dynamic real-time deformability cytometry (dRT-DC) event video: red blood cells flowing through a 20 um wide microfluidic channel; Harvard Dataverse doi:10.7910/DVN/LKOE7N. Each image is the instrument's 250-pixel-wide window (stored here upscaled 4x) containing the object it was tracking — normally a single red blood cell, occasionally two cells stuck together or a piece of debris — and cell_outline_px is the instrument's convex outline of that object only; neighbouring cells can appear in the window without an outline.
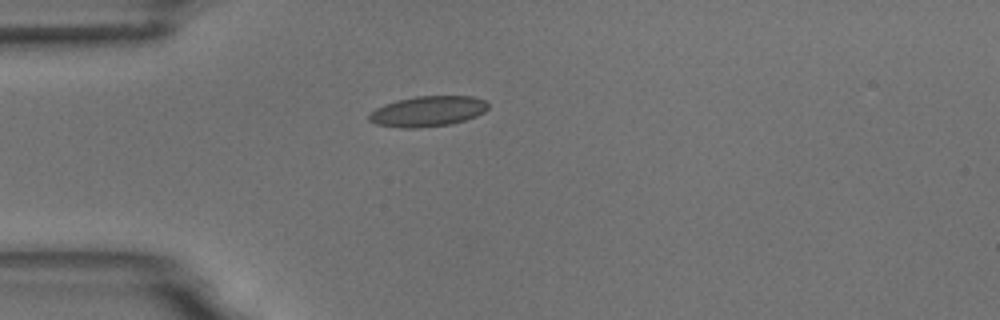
{"species": "common noctule bat (a hibernating species)", "species_latin": "Nyctalus noctula", "temperature_condition": "room temperature", "stored_images_in_passage": 3, "camera_frame_rate_fps": 3000, "um_per_image_px": 0.085, "animal": {"sex": "male", "body_mass_g": 18.8}, "frame": {"image": 1, "passage_image": 1, "time_ms": 0.0, "image_size_px": [1000, 320], "cell_outline_px": [[488, 108], [484, 112], [476, 116], [452, 124], [416, 128], [400, 128], [376, 124], [368, 120], [368, 112], [384, 104], [396, 100], [416, 96], [472, 96], [484, 100], [488, 104]], "centroid_in_image_um": [36.32, 9.46], "position_along_channel_um": 48.7, "area_um2": 21.27}}
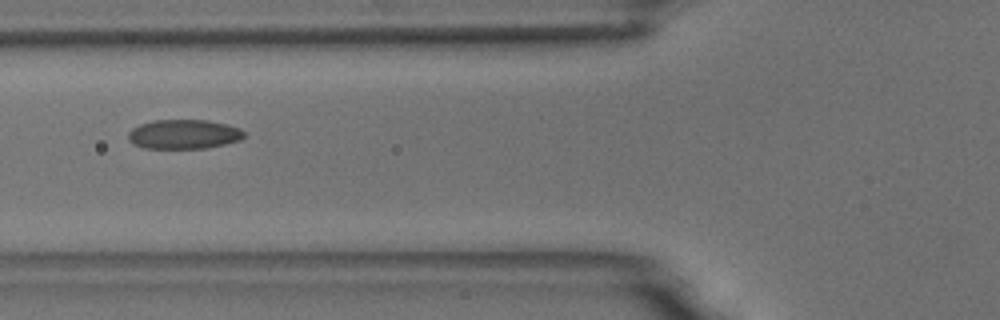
{"frame": {"image": 2, "passage_image": 3, "time_ms": 2.0, "image_size_px": [1000, 320], "cell_outline_px": [[244, 136], [240, 140], [224, 144], [204, 148], [144, 148], [132, 144], [128, 140], [128, 132], [132, 128], [140, 124], [152, 120], [208, 120], [228, 124], [240, 128], [244, 132]], "centroid_in_image_um": [15.6, 11.4], "position_along_channel_um": 110.2, "area_um2": 19.94}}